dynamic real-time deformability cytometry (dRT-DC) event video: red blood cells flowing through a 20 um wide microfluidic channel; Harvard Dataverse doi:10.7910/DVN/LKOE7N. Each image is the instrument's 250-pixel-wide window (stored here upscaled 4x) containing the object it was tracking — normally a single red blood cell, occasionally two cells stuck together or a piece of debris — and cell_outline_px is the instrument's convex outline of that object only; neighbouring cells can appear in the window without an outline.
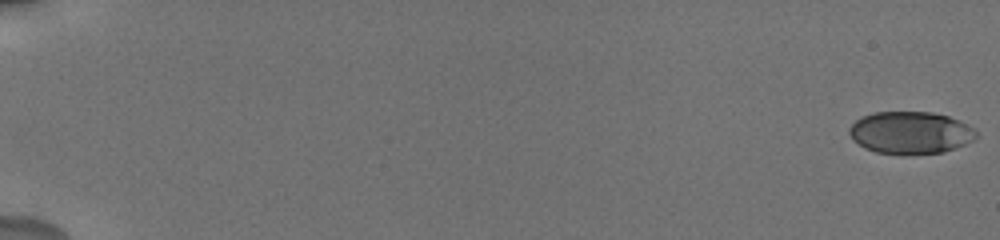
{"species": "human", "species_latin": "Homo sapiens", "temperature_condition": "cold", "stored_images_in_passage": 11, "camera_frame_rate_fps": 3000, "um_per_image_px": 0.085, "donor": {"sex": "male"}, "frame": {"image": 1, "passage_image": 1, "time_ms": 0.0, "image_size_px": [1000, 240], "cell_outline_px": [[976, 136], [972, 140], [964, 144], [944, 152], [876, 152], [864, 148], [852, 140], [848, 132], [848, 128], [856, 120], [872, 112], [932, 112], [948, 116], [976, 128]], "centroid_in_image_um": [77.36, 11.24], "position_along_channel_um": 7.6, "area_um2": 30.69}}
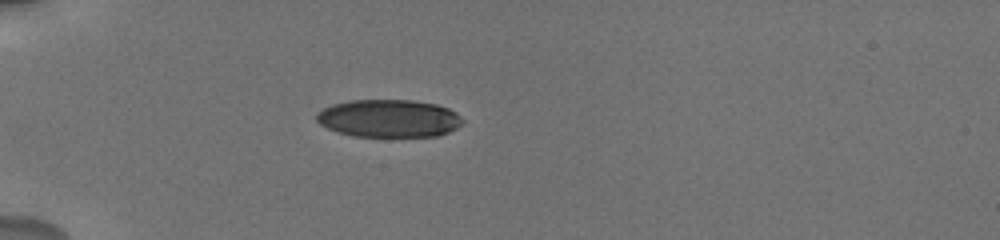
{"frame": {"image": 2, "passage_image": 7, "time_ms": 6.0, "image_size_px": [1000, 240], "cell_outline_px": [[464, 120], [456, 128], [448, 132], [436, 136], [352, 136], [328, 128], [320, 124], [316, 120], [316, 112], [332, 104], [352, 100], [412, 100], [436, 104], [448, 108], [456, 112]], "centroid_in_image_um": [33.05, 10.05], "position_along_channel_um": 52.0, "area_um2": 32.02}}
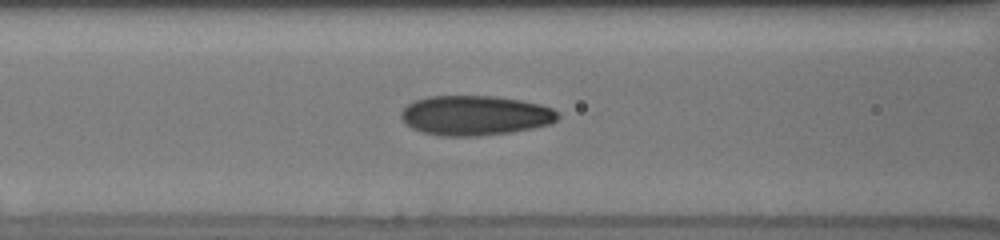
{"frame": {"image": 3, "passage_image": 10, "time_ms": 8.667, "image_size_px": [1000, 240], "cell_outline_px": [[560, 116], [556, 120], [548, 124], [532, 128], [512, 132], [476, 136], [440, 136], [420, 132], [404, 124], [400, 116], [400, 112], [408, 104], [416, 100], [428, 96], [496, 96], [520, 100], [540, 104], [552, 108]], "centroid_in_image_um": [40.34, 9.81], "position_along_channel_um": 126.3, "area_um2": 36.47}}